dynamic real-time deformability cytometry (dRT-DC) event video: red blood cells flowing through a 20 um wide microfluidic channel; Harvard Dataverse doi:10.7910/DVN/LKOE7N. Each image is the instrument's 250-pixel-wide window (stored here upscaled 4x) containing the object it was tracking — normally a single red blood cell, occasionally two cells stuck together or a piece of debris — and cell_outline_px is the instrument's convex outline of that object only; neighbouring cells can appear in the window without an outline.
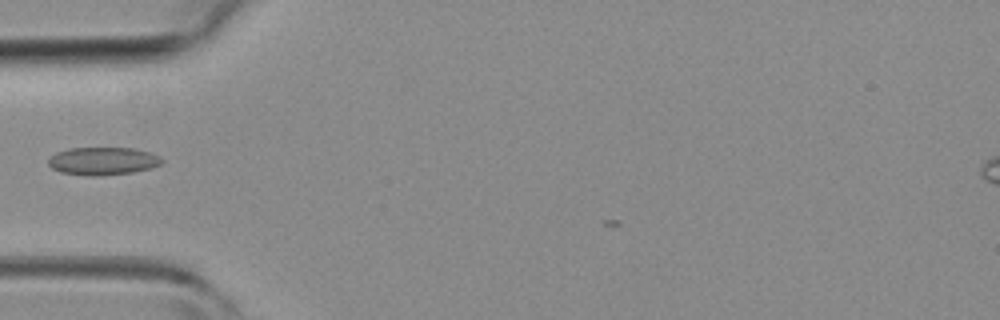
{"species": "common noctule bat (a hibernating species)", "species_latin": "Nyctalus noctula", "temperature_condition": "room temperature", "stored_images_in_passage": 27, "camera_frame_rate_fps": 3000, "um_per_image_px": 0.085, "animal": {"sex": "female", "body_mass_g": 19.3, "forearm_length_mm": 54.1}, "frame": {"image": 1, "passage_image": 1, "time_ms": 0.0, "image_size_px": [1000, 320], "cell_outline_px": [[164, 160], [160, 164], [152, 168], [132, 172], [96, 176], [88, 176], [60, 172], [52, 168], [48, 164], [48, 160], [56, 152], [68, 148], [132, 148], [148, 152], [160, 156]], "centroid_in_image_um": [8.74, 13.69], "position_along_channel_um": 76.3, "area_um2": 18.38}}
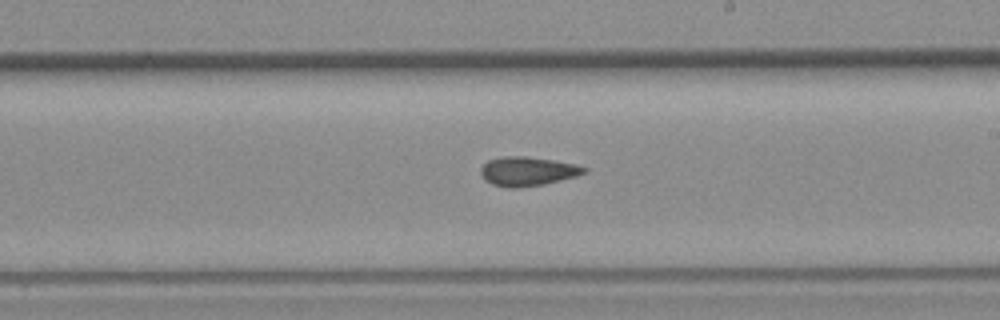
{"frame": {"image": 2, "passage_image": 12, "time_ms": 3.667, "image_size_px": [1000, 320], "cell_outline_px": [[588, 172], [576, 176], [544, 184], [520, 188], [508, 188], [492, 184], [484, 180], [480, 172], [480, 168], [488, 160], [504, 156], [524, 156], [552, 160], [576, 164], [588, 168]], "centroid_in_image_um": [44.84, 14.57], "position_along_channel_um": 244.2, "area_um2": 17.63}}
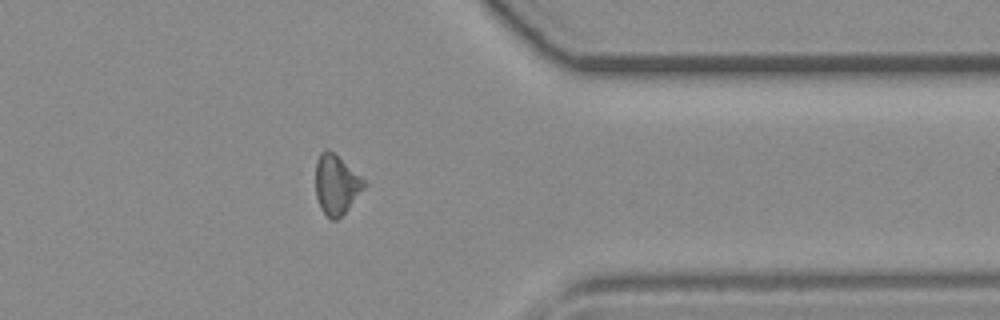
{"frame": {"image": 3, "passage_image": 22, "time_ms": 7.0, "image_size_px": [1000, 320], "cell_outline_px": [[368, 184], [348, 208], [336, 220], [332, 220], [320, 208], [316, 196], [316, 160], [320, 152], [328, 148], [360, 176]], "centroid_in_image_um": [28.57, 15.68], "position_along_channel_um": 382.8, "area_um2": 16.59}}